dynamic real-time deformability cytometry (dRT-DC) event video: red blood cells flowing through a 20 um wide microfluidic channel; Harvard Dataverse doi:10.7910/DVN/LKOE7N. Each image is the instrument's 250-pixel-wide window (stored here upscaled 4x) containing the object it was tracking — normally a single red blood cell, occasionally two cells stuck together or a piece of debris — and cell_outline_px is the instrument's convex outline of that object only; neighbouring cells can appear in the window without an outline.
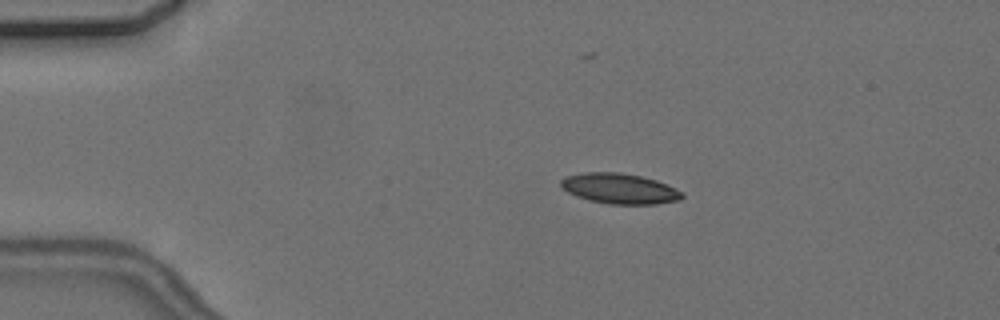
{"species": "common noctule bat (a hibernating species)", "species_latin": "Nyctalus noctula", "temperature_condition": "cold", "stored_images_in_passage": 5, "camera_frame_rate_fps": 3000, "um_per_image_px": 0.085, "animal": {"sex": "female", "body_mass_g": 24.6, "forearm_length_mm": 56.2}, "frame": {"image": 1, "passage_image": 2, "time_ms": 1.0, "image_size_px": [1000, 320], "cell_outline_px": [[684, 196], [680, 200], [656, 204], [608, 204], [588, 200], [576, 196], [568, 192], [560, 184], [560, 180], [564, 176], [580, 172], [620, 172], [640, 176], [656, 180], [668, 184], [684, 192]], "centroid_in_image_um": [52.67, 16.02], "position_along_channel_um": 32.3, "area_um2": 21.73}}
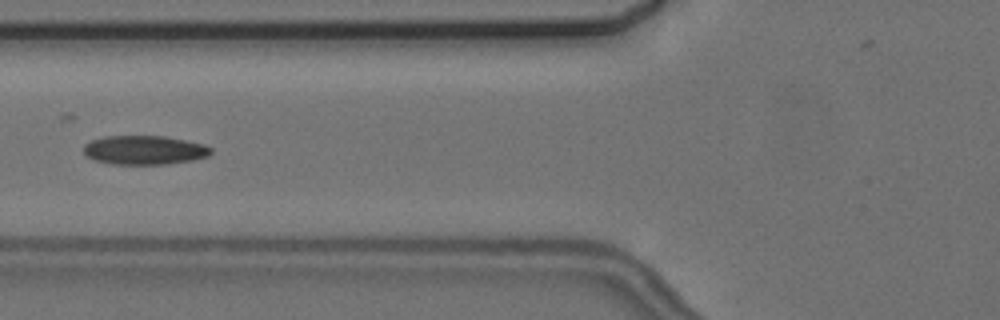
{"frame": {"image": 2, "passage_image": 5, "time_ms": 4.667, "image_size_px": [1000, 320], "cell_outline_px": [[212, 152], [208, 156], [192, 160], [168, 164], [112, 164], [96, 160], [88, 156], [84, 152], [84, 144], [92, 140], [104, 136], [164, 136], [204, 144], [212, 148]], "centroid_in_image_um": [12.29, 12.75], "position_along_channel_um": 113.5, "area_um2": 21.44}}